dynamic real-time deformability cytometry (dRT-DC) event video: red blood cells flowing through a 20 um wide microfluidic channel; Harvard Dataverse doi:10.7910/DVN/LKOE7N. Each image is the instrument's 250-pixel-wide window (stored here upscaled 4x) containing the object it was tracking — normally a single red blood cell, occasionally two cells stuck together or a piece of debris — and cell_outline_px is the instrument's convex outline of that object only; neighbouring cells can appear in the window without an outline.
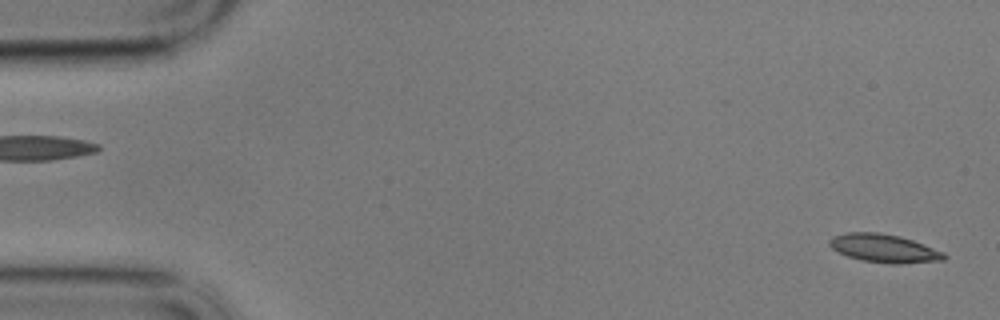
{"species": "common noctule bat (a hibernating species)", "species_latin": "Nyctalus noctula", "temperature_condition": "cold", "stored_images_in_passage": 57, "camera_frame_rate_fps": 3000, "um_per_image_px": 0.085, "animal": {"sex": "male", "body_mass_g": 17.9}, "frame": {"image": 1, "passage_image": 1, "time_ms": 0.0, "image_size_px": [1000, 320], "cell_outline_px": [[948, 256], [944, 260], [900, 264], [892, 264], [860, 260], [848, 256], [832, 248], [828, 244], [828, 240], [832, 236], [844, 232], [880, 232], [900, 236], [912, 240], [944, 252]], "centroid_in_image_um": [75.13, 21.1], "position_along_channel_um": 9.9, "area_um2": 19.02}}
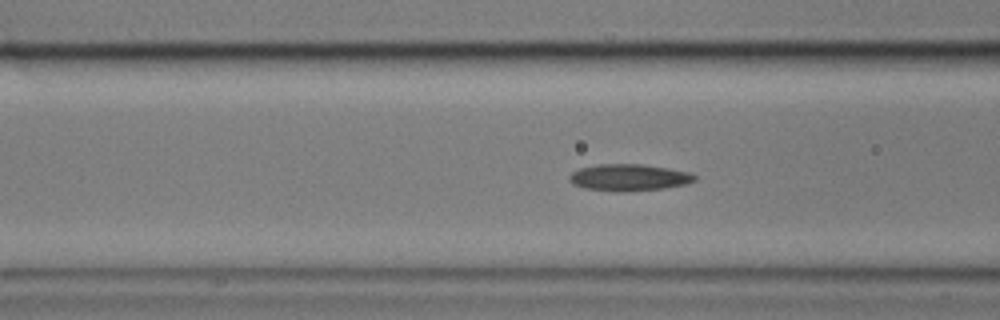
{"frame": {"image": 2, "passage_image": 21, "time_ms": 6.667, "image_size_px": [1000, 320], "cell_outline_px": [[696, 180], [684, 184], [664, 188], [628, 192], [616, 192], [584, 188], [572, 184], [568, 180], [568, 176], [572, 172], [580, 168], [600, 164], [644, 164], [668, 168], [688, 172], [696, 176]], "centroid_in_image_um": [53.42, 15.09], "position_along_channel_um": 113.2, "area_um2": 19.65}}
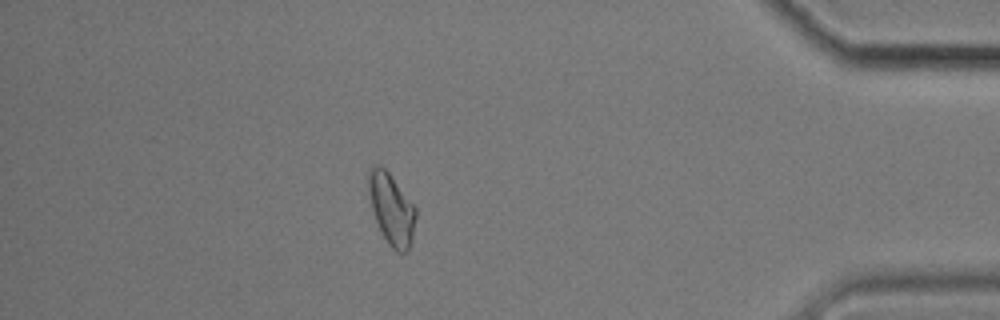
{"frame": {"image": 3, "passage_image": 50, "time_ms": 16.333, "image_size_px": [1000, 320], "cell_outline_px": [[416, 216], [412, 240], [408, 248], [404, 252], [396, 252], [388, 244], [380, 232], [372, 208], [368, 188], [368, 168], [372, 164], [380, 164], [388, 172], [416, 208]], "centroid_in_image_um": [33.25, 17.75], "position_along_channel_um": 401.9, "area_um2": 19.54}, "authors_computed_cell_mechanics": {"area_um2": 18.8428, "velocity_mm_per_s": 3.4184, "shape_relaxation_time_tau1_ms": 3.1903, "shape_relaxation_time_tau2_ms": 4.6541, "deformation_change_tau1": 0.1015, "deformation_change_tau2": 0.0825}}